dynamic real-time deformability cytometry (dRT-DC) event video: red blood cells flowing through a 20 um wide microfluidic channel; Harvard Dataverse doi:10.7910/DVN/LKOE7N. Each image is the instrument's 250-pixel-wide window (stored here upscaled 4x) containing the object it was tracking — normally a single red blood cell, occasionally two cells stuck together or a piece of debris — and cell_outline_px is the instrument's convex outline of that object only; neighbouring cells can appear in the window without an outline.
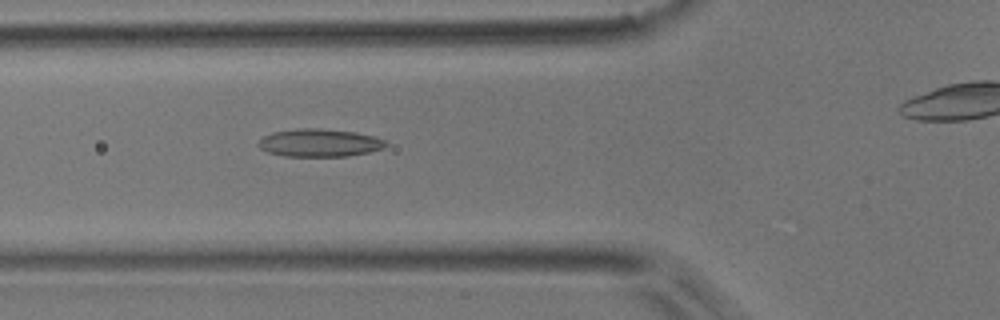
{"species": "common noctule bat (a hibernating species)", "species_latin": "Nyctalus noctula", "temperature_condition": "room temperature", "stored_images_in_passage": 43, "camera_frame_rate_fps": 3000, "um_per_image_px": 0.085, "animal": {"sex": "male", "body_mass_g": 17.9}, "frame": {"image": 1, "passage_image": 17, "time_ms": 5.333, "image_size_px": [1000, 320], "cell_outline_px": [[388, 144], [384, 148], [368, 152], [348, 156], [284, 156], [268, 152], [260, 148], [256, 144], [264, 136], [272, 132], [300, 128], [320, 128], [356, 132], [372, 136], [384, 140]], "centroid_in_image_um": [27.14, 12.14], "position_along_channel_um": 98.7, "area_um2": 20.63}}
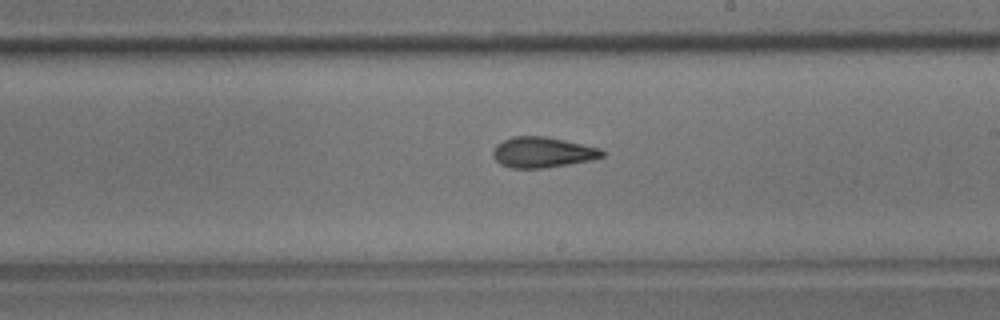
{"frame": {"image": 2, "passage_image": 28, "time_ms": 9.0, "image_size_px": [1000, 320], "cell_outline_px": [[604, 156], [592, 160], [544, 168], [512, 168], [500, 164], [492, 156], [492, 152], [496, 144], [512, 136], [544, 136], [564, 140], [600, 148], [604, 152]], "centroid_in_image_um": [46.09, 12.95], "position_along_channel_um": 242.9, "area_um2": 19.42}}
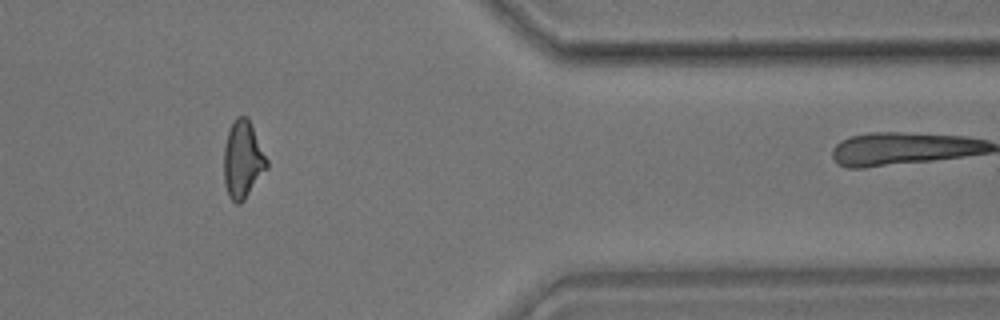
{"frame": {"image": 3, "passage_image": 41, "time_ms": 13.333, "image_size_px": [1000, 320], "cell_outline_px": [[268, 168], [244, 200], [240, 204], [236, 204], [228, 196], [224, 184], [224, 148], [228, 132], [236, 116], [248, 116], [268, 160]], "centroid_in_image_um": [20.64, 13.58], "position_along_channel_um": 390.8, "area_um2": 19.48}}